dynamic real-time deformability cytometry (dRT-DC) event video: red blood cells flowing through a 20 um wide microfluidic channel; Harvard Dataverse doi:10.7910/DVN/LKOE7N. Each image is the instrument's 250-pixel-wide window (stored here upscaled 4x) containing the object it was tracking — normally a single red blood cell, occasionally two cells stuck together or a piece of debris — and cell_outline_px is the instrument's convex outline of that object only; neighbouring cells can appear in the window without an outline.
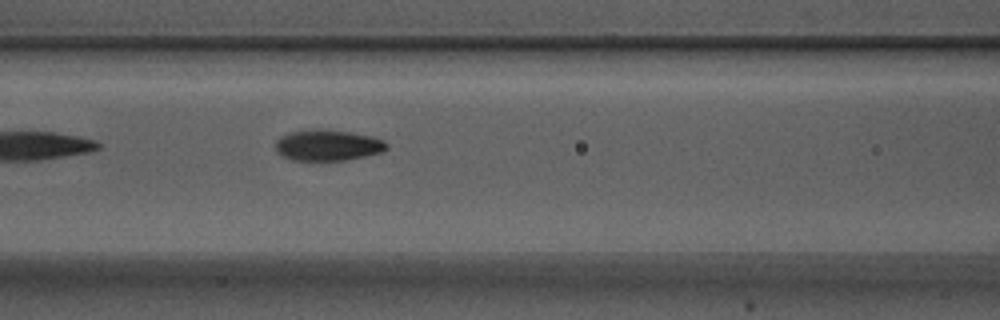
{"species": "Egyptian fruit bat (a non-hibernating species)", "species_latin": "Rousettus aegyptiacus", "temperature_condition": "warm", "stored_images_in_passage": 5, "camera_frame_rate_fps": 3000, "um_per_image_px": 0.085, "animal": {"sex": "male"}, "frame": {"image": 1, "passage_image": 5, "time_ms": 1.333, "image_size_px": [1000, 320], "cell_outline_px": [[388, 148], [384, 152], [344, 160], [292, 160], [276, 152], [276, 140], [280, 136], [288, 132], [316, 128], [352, 132], [372, 136], [384, 140], [388, 144]], "centroid_in_image_um": [27.87, 12.33], "position_along_channel_um": 138.7, "area_um2": 20.29}}